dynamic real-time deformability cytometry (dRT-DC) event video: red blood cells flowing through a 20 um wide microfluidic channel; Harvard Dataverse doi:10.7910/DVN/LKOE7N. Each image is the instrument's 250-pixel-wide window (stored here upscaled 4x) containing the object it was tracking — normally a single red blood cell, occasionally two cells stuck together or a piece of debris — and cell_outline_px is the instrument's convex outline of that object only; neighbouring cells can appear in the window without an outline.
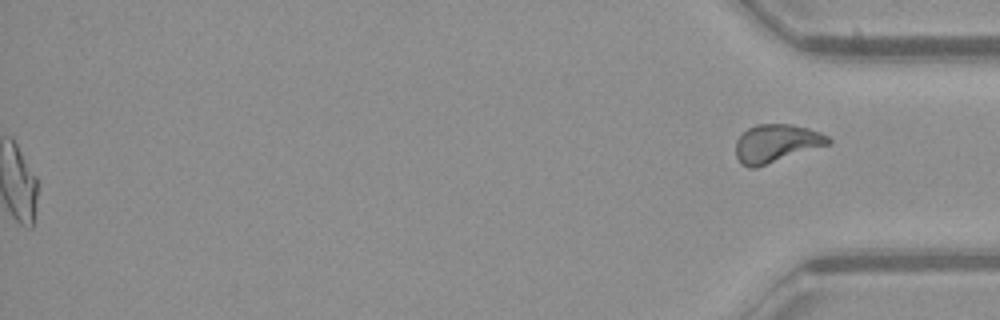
{"species": "common noctule bat (a hibernating species)", "species_latin": "Nyctalus noctula", "temperature_condition": "warm", "stored_images_in_passage": 53, "segment_of_instrument_passage": [2, 2], "camera_frame_rate_fps": 3000, "um_per_image_px": 0.085, "animal": {"sex": "female", "body_mass_g": 21.9}, "frame": {"image": 1, "passage_image": 53, "time_ms": 17.333, "image_size_px": [1000, 320], "cell_outline_px": [[832, 144], [756, 168], [748, 168], [740, 164], [736, 156], [736, 140], [748, 128], [756, 124], [792, 124], [808, 128], [820, 132], [828, 136], [832, 140]], "centroid_in_image_um": [66.01, 12.2], "position_along_channel_um": 369.2, "area_um2": 20.87}}